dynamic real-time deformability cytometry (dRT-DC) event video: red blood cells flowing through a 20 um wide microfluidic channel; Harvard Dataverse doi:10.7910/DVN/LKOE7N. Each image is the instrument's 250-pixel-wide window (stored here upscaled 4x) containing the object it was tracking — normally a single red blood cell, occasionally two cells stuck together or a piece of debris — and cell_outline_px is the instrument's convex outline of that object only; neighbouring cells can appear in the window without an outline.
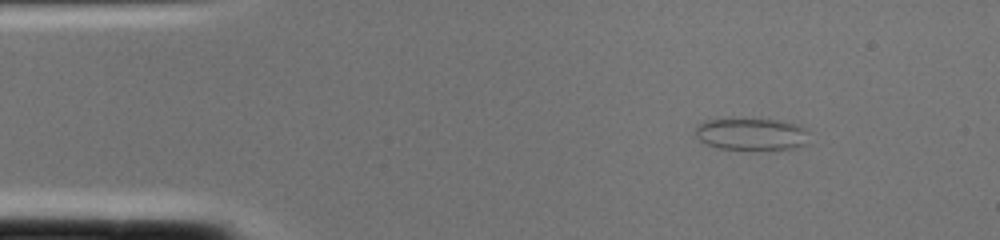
{"species": "common noctule bat (a hibernating species)", "species_latin": "Nyctalus noctula", "temperature_condition": "cold", "stored_images_in_passage": 2, "camera_frame_rate_fps": 3000, "um_per_image_px": 0.085, "animal": {"sex": "female", "body_mass_g": 22.0, "forearm_length_mm": 56.7}, "frame": {"image": 1, "passage_image": 2, "time_ms": 0.333, "image_size_px": [1000, 240], "cell_outline_px": [[808, 144], [800, 148], [720, 148], [704, 144], [696, 136], [696, 128], [704, 120], [776, 120], [796, 124], [804, 128], [808, 132]], "centroid_in_image_um": [63.91, 11.41], "position_along_channel_um": 21.1, "area_um2": 20.69}}